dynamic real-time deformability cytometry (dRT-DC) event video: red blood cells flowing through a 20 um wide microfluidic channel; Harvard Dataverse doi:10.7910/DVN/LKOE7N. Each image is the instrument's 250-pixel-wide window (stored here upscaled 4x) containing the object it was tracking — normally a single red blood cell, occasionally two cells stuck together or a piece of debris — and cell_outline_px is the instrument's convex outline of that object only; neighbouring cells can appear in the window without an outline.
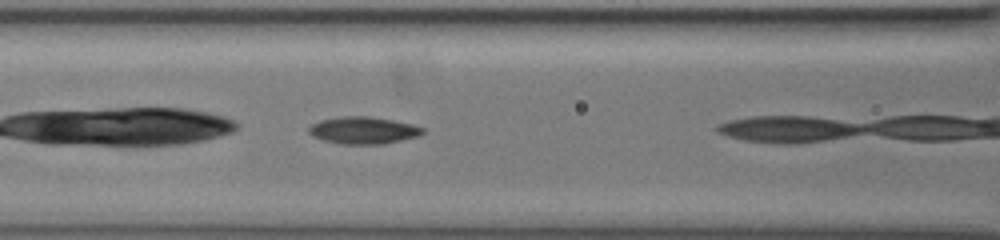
{"species": "common noctule bat (a hibernating species)", "species_latin": "Nyctalus noctula", "temperature_condition": "warm", "stored_images_in_passage": 11, "camera_frame_rate_fps": 3000, "um_per_image_px": 0.085, "animal": {"sex": "female", "body_mass_g": 19.5, "forearm_length_mm": 54.1}, "frame": {"image": 1, "passage_image": 4, "time_ms": 1.0, "image_size_px": [1000, 240], "cell_outline_px": [[424, 132], [416, 136], [384, 144], [340, 144], [324, 140], [312, 136], [308, 132], [308, 128], [312, 124], [320, 120], [344, 116], [364, 116], [392, 120], [412, 124], [424, 128]], "centroid_in_image_um": [30.85, 11.08], "position_along_channel_um": 135.8, "area_um2": 17.8}}